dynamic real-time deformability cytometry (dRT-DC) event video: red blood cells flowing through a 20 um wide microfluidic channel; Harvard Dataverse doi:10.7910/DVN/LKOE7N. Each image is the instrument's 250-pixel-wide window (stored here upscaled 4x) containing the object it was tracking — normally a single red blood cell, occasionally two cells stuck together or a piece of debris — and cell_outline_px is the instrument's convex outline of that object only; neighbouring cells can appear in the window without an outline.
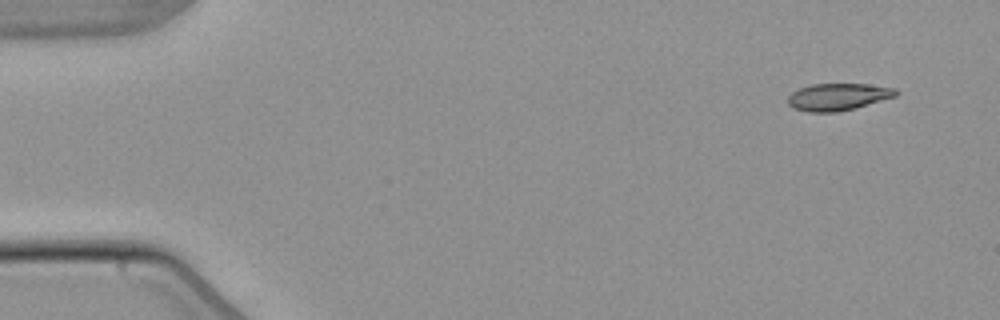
{"species": "common noctule bat (a hibernating species)", "species_latin": "Nyctalus noctula", "temperature_condition": "warm", "stored_images_in_passage": 4, "camera_frame_rate_fps": 3000, "um_per_image_px": 0.085, "animal": {"sex": "male", "body_mass_g": 21.5, "forearm_length_mm": 52.0}, "frame": {"image": 1, "passage_image": 1, "time_ms": 0.0, "image_size_px": [1000, 320], "cell_outline_px": [[900, 92], [896, 96], [856, 108], [836, 112], [808, 112], [792, 108], [788, 104], [788, 96], [792, 92], [800, 88], [812, 84], [868, 84], [896, 88]], "centroid_in_image_um": [71.24, 8.23], "position_along_channel_um": 13.8, "area_um2": 17.17}}
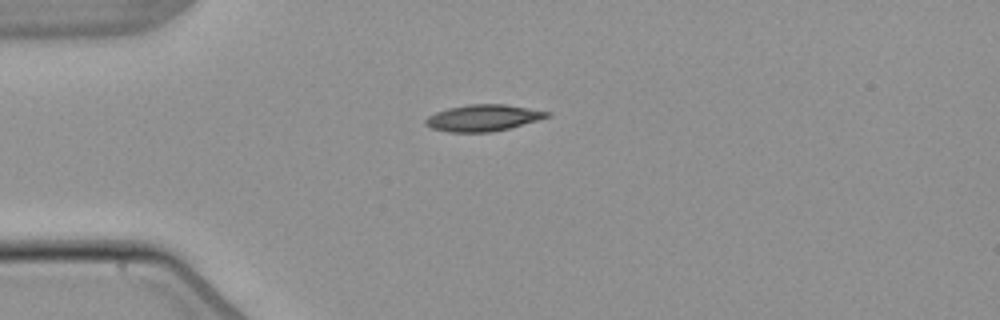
{"frame": {"image": 2, "passage_image": 3, "time_ms": 3.333, "image_size_px": [1000, 320], "cell_outline_px": [[552, 112], [548, 116], [536, 120], [508, 128], [492, 132], [448, 132], [432, 128], [424, 124], [424, 120], [428, 116], [436, 112], [448, 108], [468, 104], [504, 104]], "centroid_in_image_um": [41.01, 10.01], "position_along_channel_um": 44.0, "area_um2": 18.55}}